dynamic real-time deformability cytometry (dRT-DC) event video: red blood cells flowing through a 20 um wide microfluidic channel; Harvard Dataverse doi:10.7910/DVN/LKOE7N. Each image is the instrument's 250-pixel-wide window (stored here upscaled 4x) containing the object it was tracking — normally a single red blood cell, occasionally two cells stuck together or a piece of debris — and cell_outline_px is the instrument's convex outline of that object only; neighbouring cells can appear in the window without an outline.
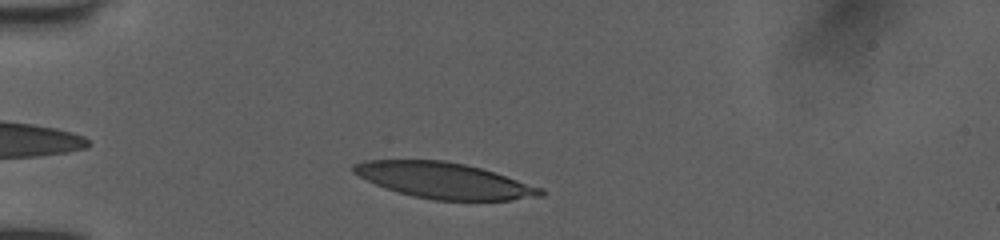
{"species": "human", "species_latin": "Homo sapiens", "temperature_condition": "room temperature", "stored_images_in_passage": 22, "camera_frame_rate_fps": 3000, "um_per_image_px": 0.085, "donor": {"sex": "female"}, "frame": {"image": 1, "passage_image": 1, "time_ms": 0.0, "image_size_px": [1000, 240], "cell_outline_px": [[548, 192], [544, 196], [512, 200], [432, 200], [412, 196], [376, 184], [352, 172], [352, 164], [368, 160], [444, 160], [464, 164], [480, 168], [544, 188]], "centroid_in_image_um": [37.8, 15.35], "position_along_channel_um": 47.2, "area_um2": 38.9}}
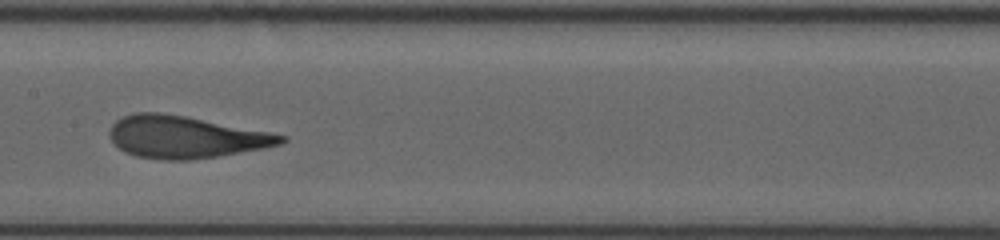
{"frame": {"image": 2, "passage_image": 13, "time_ms": 4.0, "image_size_px": [1000, 240], "cell_outline_px": [[288, 140], [280, 144], [260, 148], [216, 156], [188, 160], [168, 160], [136, 156], [124, 152], [112, 140], [112, 124], [116, 120], [124, 116], [136, 112], [160, 112], [184, 116], [268, 132], [288, 136]], "centroid_in_image_um": [15.74, 11.64], "position_along_channel_um": 191.7, "area_um2": 41.21}}
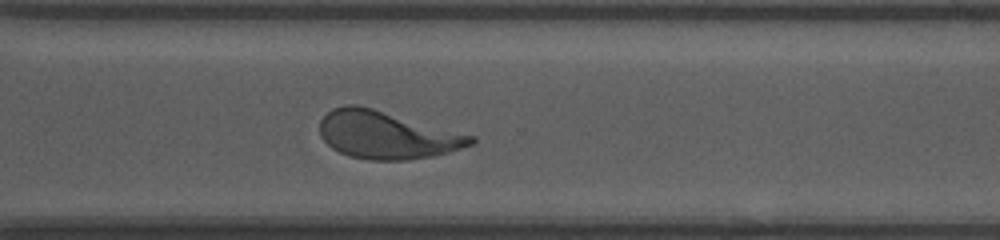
{"frame": {"image": 3, "passage_image": 22, "time_ms": 7.0, "image_size_px": [1000, 240], "cell_outline_px": [[476, 140], [472, 144], [448, 152], [432, 156], [408, 160], [368, 160], [348, 156], [332, 148], [320, 136], [320, 120], [332, 108], [348, 104], [356, 104], [372, 108], [476, 136]], "centroid_in_image_um": [32.86, 11.47], "position_along_channel_um": 337.7, "area_um2": 41.85}}